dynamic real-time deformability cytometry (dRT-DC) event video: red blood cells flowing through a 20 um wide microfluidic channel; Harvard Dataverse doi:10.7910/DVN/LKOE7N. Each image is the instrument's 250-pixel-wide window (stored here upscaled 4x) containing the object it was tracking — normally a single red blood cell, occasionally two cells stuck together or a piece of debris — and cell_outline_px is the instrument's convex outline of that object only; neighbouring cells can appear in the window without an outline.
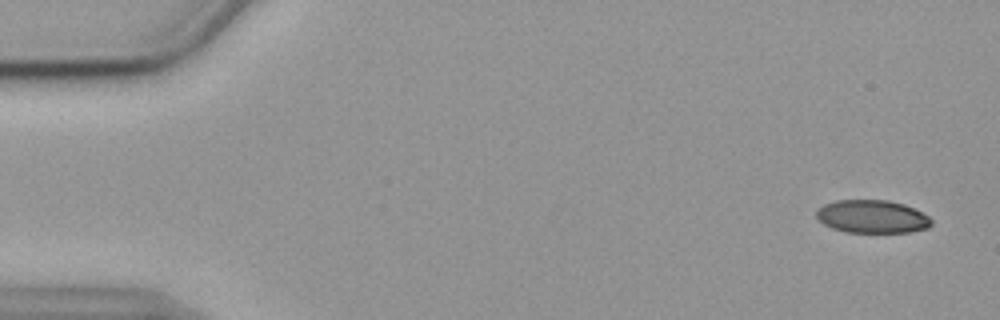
{"species": "common noctule bat (a hibernating species)", "species_latin": "Nyctalus noctula", "temperature_condition": "cold", "stored_images_in_passage": 57, "camera_frame_rate_fps": 3000, "um_per_image_px": 0.085, "animal": {"sex": "female", "body_mass_g": 19.9}, "frame": {"image": 1, "passage_image": 3, "time_ms": 0.667, "image_size_px": [1000, 320], "cell_outline_px": [[932, 224], [928, 228], [908, 232], [848, 232], [832, 228], [824, 224], [816, 216], [816, 212], [824, 204], [836, 200], [888, 200], [904, 204], [928, 216], [932, 220]], "centroid_in_image_um": [74.14, 18.41], "position_along_channel_um": 10.9, "area_um2": 21.96}}
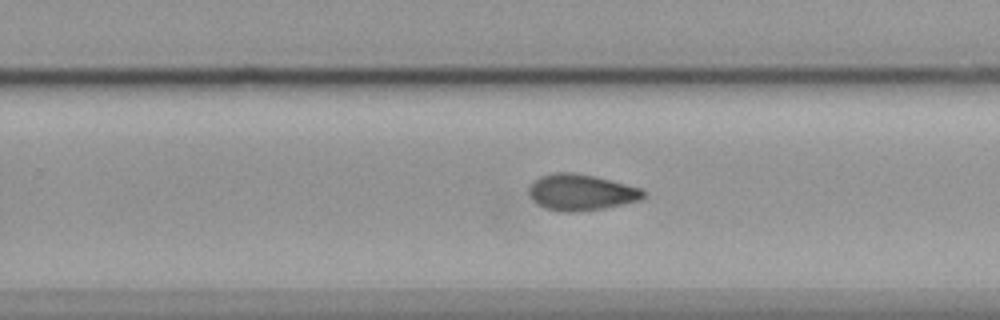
{"frame": {"image": 2, "passage_image": 36, "time_ms": 11.667, "image_size_px": [1000, 320], "cell_outline_px": [[644, 196], [640, 200], [604, 208], [576, 212], [564, 212], [544, 208], [532, 200], [528, 192], [528, 188], [532, 180], [540, 176], [556, 172], [572, 172], [596, 176], [640, 188], [644, 192]], "centroid_in_image_um": [49.33, 16.34], "position_along_channel_um": 280.5, "area_um2": 24.22}}
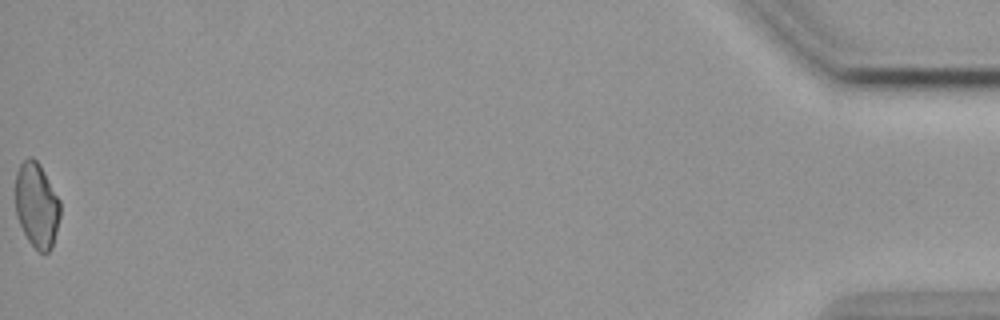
{"frame": {"image": 3, "passage_image": 57, "time_ms": 18.667, "image_size_px": [1000, 320], "cell_outline_px": [[60, 216], [52, 248], [48, 252], [40, 252], [28, 240], [16, 216], [16, 172], [20, 164], [28, 156], [32, 156], [40, 164], [60, 200]], "centroid_in_image_um": [3.13, 17.41], "position_along_channel_um": 432.1, "area_um2": 22.14}, "authors_computed_cell_mechanics": {"area_um2": 23.7558, "velocity_mm_per_s": 3.5671, "shape_relaxation_time_tau1_ms": null, "shape_relaxation_time_tau2_ms": 4.3819, "deformation_change_tau1": null, "deformation_change_tau2": 0.076}}